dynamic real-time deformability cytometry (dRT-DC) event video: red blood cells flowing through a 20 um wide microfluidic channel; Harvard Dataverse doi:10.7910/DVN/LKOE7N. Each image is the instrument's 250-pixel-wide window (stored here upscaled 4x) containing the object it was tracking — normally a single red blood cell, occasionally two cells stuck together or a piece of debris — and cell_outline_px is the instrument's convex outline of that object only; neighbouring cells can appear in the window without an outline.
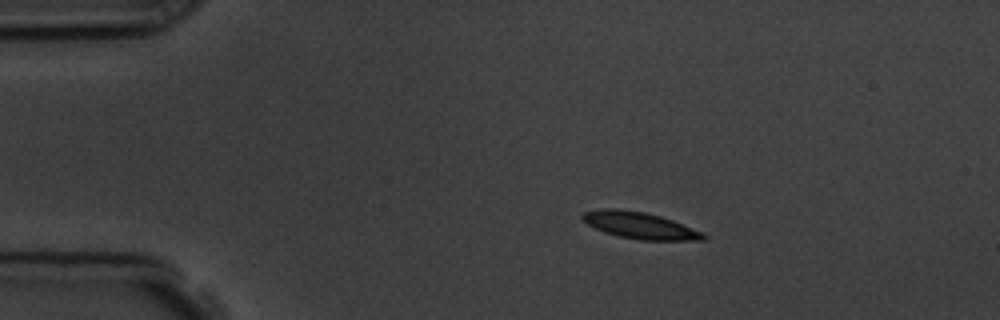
{"species": "common noctule bat (a hibernating species)", "species_latin": "Nyctalus noctula", "temperature_condition": "room temperature", "stored_images_in_passage": 3, "camera_frame_rate_fps": 3000, "um_per_image_px": 0.085, "animal": {"sex": "male", "body_mass_g": 19.5, "forearm_length_mm": 54.6}, "frame": {"image": 1, "passage_image": 2, "time_ms": 1.0, "image_size_px": [1000, 320], "cell_outline_px": [[708, 240], [640, 240], [616, 236], [604, 232], [588, 224], [580, 216], [584, 212], [604, 208], [616, 208], [644, 212], [660, 216], [672, 220], [704, 232], [708, 236]], "centroid_in_image_um": [54.42, 19.17], "position_along_channel_um": 30.6, "area_um2": 18.84}}